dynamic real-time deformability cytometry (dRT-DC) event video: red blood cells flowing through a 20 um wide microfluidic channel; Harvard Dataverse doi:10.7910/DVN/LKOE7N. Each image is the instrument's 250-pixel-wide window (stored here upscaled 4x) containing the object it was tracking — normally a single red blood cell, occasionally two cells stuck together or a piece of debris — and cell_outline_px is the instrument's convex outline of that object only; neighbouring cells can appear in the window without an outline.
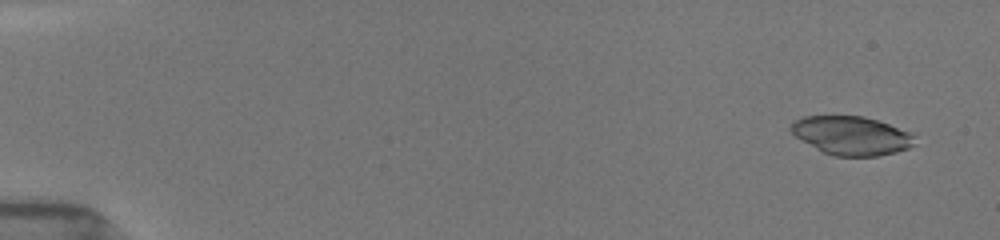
{"species": "common noctule bat (a hibernating species)", "species_latin": "Nyctalus noctula", "temperature_condition": "room temperature", "stored_images_in_passage": 54, "camera_frame_rate_fps": 3000, "um_per_image_px": 0.085, "animal": {"sex": "female", "body_mass_g": 19.5, "forearm_length_mm": 54.1}, "frame": {"image": 1, "passage_image": 4, "time_ms": 1.0, "image_size_px": [1000, 240], "cell_outline_px": [[916, 144], [908, 148], [896, 152], [880, 156], [832, 156], [824, 152], [796, 136], [788, 128], [796, 120], [804, 116], [864, 116], [912, 132], [916, 136]], "centroid_in_image_um": [72.44, 11.53], "position_along_channel_um": 12.6, "area_um2": 27.86}}
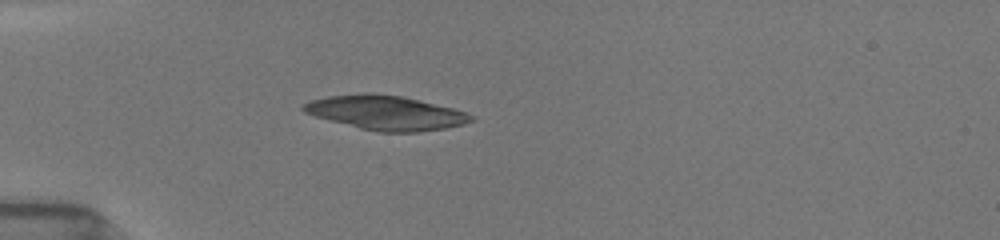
{"frame": {"image": 2, "passage_image": 17, "time_ms": 5.333, "image_size_px": [1000, 240], "cell_outline_px": [[476, 120], [464, 124], [444, 128], [416, 132], [380, 132], [360, 128], [316, 116], [304, 112], [300, 108], [300, 104], [312, 100], [328, 96], [364, 92], [372, 92], [400, 96], [420, 100], [452, 108], [476, 116]], "centroid_in_image_um": [32.79, 9.57], "position_along_channel_um": 52.2, "area_um2": 33.47}}